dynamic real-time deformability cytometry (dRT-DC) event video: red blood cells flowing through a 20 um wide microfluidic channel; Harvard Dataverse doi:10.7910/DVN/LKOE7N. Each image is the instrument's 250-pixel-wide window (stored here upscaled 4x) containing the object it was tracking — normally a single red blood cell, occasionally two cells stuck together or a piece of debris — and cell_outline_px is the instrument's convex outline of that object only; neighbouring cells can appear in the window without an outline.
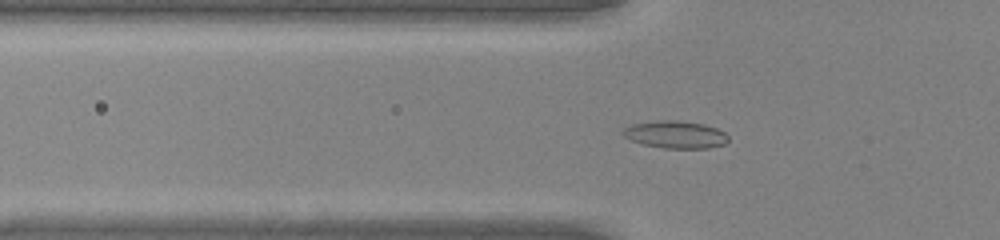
{"species": "common noctule bat (a hibernating species)", "species_latin": "Nyctalus noctula", "temperature_condition": "warm", "stored_images_in_passage": 49, "camera_frame_rate_fps": 3000, "um_per_image_px": 0.085, "animal": {"sex": "male", "body_mass_g": 20.0, "forearm_length_mm": 53.3}, "frame": {"image": 1, "passage_image": 17, "time_ms": 5.333, "image_size_px": [1000, 240], "cell_outline_px": [[728, 140], [724, 144], [708, 148], [664, 148], [644, 144], [632, 140], [624, 136], [620, 132], [624, 128], [632, 124], [656, 120], [676, 120], [704, 124], [716, 128], [724, 132], [728, 136]], "centroid_in_image_um": [57.4, 11.43], "position_along_channel_um": 68.4, "area_um2": 16.76}}
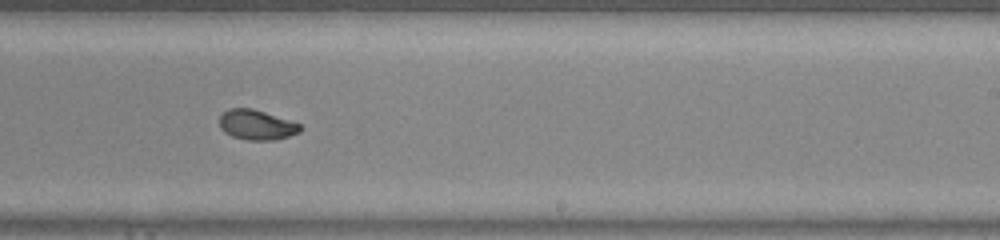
{"frame": {"image": 2, "passage_image": 31, "time_ms": 10.0, "image_size_px": [1000, 240], "cell_outline_px": [[300, 132], [276, 140], [248, 140], [232, 136], [224, 132], [220, 128], [220, 116], [228, 108], [252, 108], [300, 124]], "centroid_in_image_um": [21.78, 10.62], "position_along_channel_um": 267.2, "area_um2": 13.93}}
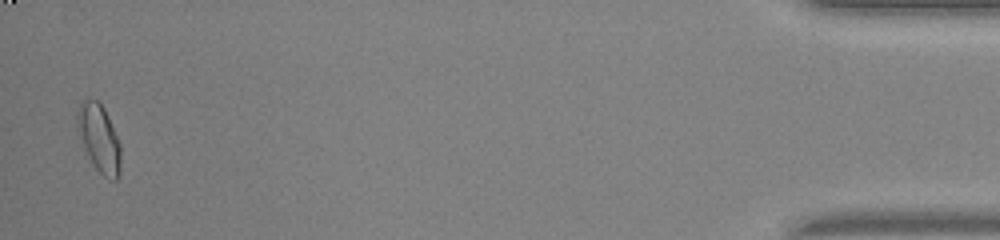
{"frame": {"image": 3, "passage_image": 48, "time_ms": 15.667, "image_size_px": [1000, 240], "cell_outline_px": [[120, 172], [116, 180], [112, 180], [104, 176], [96, 168], [88, 156], [76, 124], [76, 112], [80, 100], [84, 96], [96, 100], [104, 108], [108, 116], [120, 144]], "centroid_in_image_um": [8.4, 11.68], "position_along_channel_um": 426.8, "area_um2": 17.11}, "authors_computed_cell_mechanics": {"area_um2": 14.6812, "velocity_mm_per_s": 4.2786, "shape_relaxation_time_tau1_ms": 6.1504, "shape_relaxation_time_tau2_ms": 1.5398, "deformation_change_tau1": 0.2086, "deformation_change_tau2": 0.0469}}